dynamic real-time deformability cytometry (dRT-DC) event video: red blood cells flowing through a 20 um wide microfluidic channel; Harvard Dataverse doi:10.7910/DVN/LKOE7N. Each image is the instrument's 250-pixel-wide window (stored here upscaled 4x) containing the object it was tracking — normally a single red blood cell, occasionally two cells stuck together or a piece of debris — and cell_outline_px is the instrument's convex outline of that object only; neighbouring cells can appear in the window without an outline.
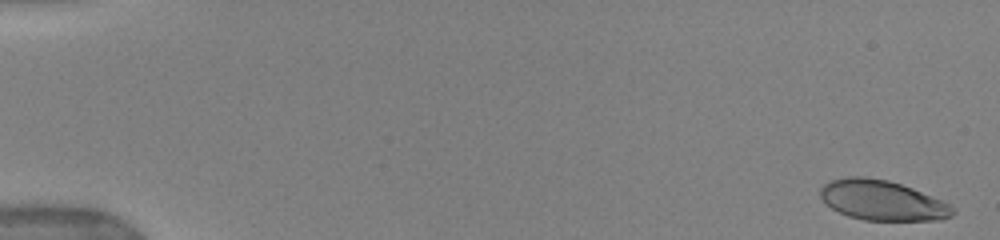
{"species": "human", "species_latin": "Homo sapiens", "temperature_condition": "warm", "stored_images_in_passage": 19, "camera_frame_rate_fps": 3000, "um_per_image_px": 0.085, "donor": {"sex": "female"}, "frame": {"image": 1, "passage_image": 1, "time_ms": 0.0, "image_size_px": [1000, 240], "cell_outline_px": [[956, 212], [952, 216], [940, 220], [864, 220], [848, 216], [832, 208], [820, 196], [820, 188], [824, 184], [832, 180], [848, 176], [864, 176], [888, 180], [912, 188], [940, 200], [948, 204]], "centroid_in_image_um": [74.97, 17.03], "position_along_channel_um": 10.0, "area_um2": 30.58}}
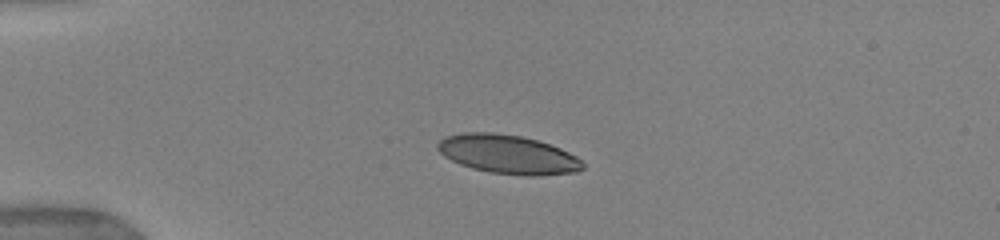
{"frame": {"image": 2, "passage_image": 11, "time_ms": 4.0, "image_size_px": [1000, 240], "cell_outline_px": [[584, 168], [576, 172], [536, 176], [524, 176], [488, 172], [472, 168], [460, 164], [444, 156], [436, 148], [436, 144], [444, 136], [464, 132], [492, 132], [520, 136], [536, 140], [560, 148], [576, 156], [584, 164]], "centroid_in_image_um": [43.15, 13.12], "position_along_channel_um": 41.9, "area_um2": 32.95}}